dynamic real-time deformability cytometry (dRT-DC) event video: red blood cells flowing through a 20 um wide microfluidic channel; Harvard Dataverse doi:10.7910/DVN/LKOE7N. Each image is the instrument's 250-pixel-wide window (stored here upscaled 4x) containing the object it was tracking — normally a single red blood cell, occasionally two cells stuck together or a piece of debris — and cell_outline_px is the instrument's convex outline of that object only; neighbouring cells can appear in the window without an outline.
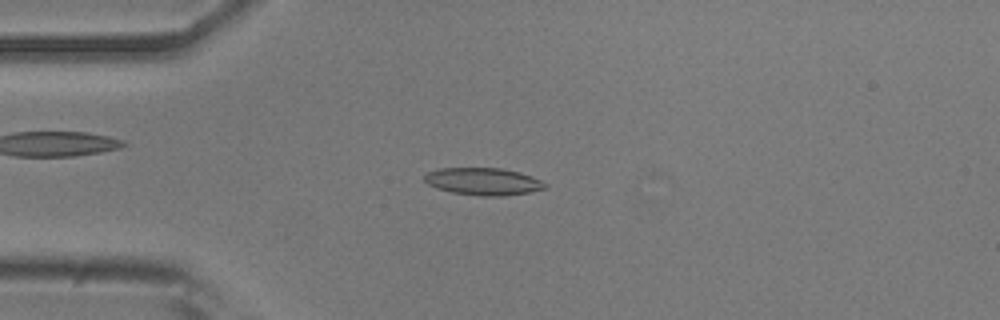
{"species": "common noctule bat (a hibernating species)", "species_latin": "Nyctalus noctula", "temperature_condition": "room temperature", "stored_images_in_passage": 52, "camera_frame_rate_fps": 3000, "um_per_image_px": 0.085, "animal": {"sex": "male", "body_mass_g": 20.5, "forearm_length_mm": 52.5}, "frame": {"image": 1, "passage_image": 12, "time_ms": 3.667, "image_size_px": [1000, 320], "cell_outline_px": [[548, 188], [532, 192], [504, 196], [480, 196], [452, 192], [436, 188], [428, 184], [424, 180], [424, 176], [428, 172], [440, 168], [500, 168], [520, 172], [532, 176], [548, 184]], "centroid_in_image_um": [41.12, 15.43], "position_along_channel_um": 43.9, "area_um2": 19.36}}
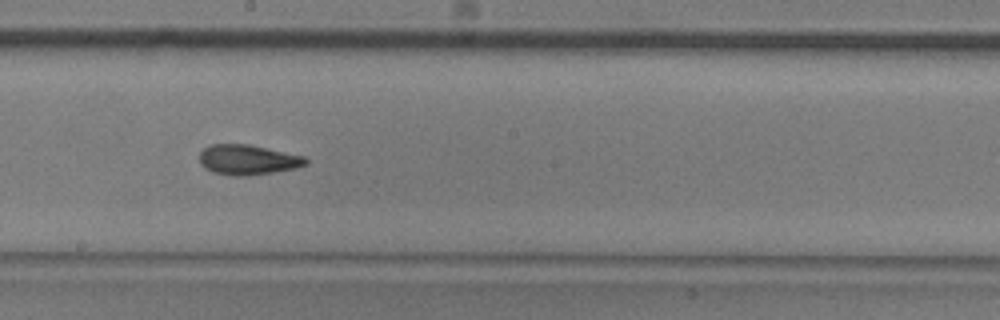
{"frame": {"image": 2, "passage_image": 28, "time_ms": 9.0, "image_size_px": [1000, 320], "cell_outline_px": [[308, 164], [296, 168], [248, 176], [232, 176], [212, 172], [204, 168], [200, 164], [200, 152], [204, 148], [212, 144], [248, 144], [304, 156], [308, 160]], "centroid_in_image_um": [21.05, 13.59], "position_along_channel_um": 227.2, "area_um2": 18.67}}
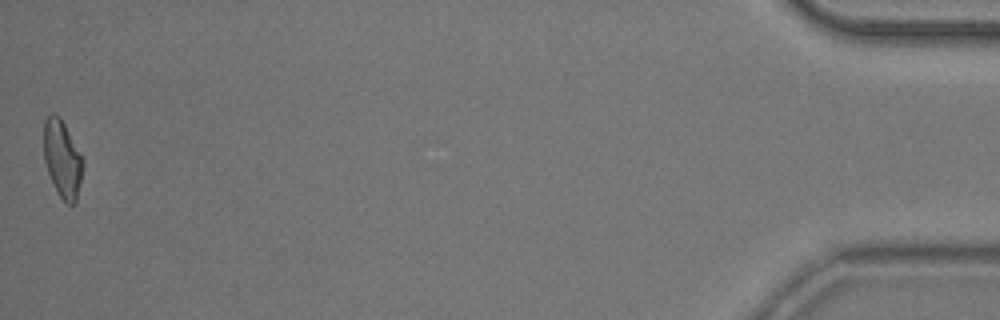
{"frame": {"image": 3, "passage_image": 52, "time_ms": 17.0, "image_size_px": [1000, 320], "cell_outline_px": [[84, 164], [76, 204], [68, 204], [60, 196], [48, 172], [44, 160], [44, 120], [52, 112], [60, 116], [84, 160]], "centroid_in_image_um": [5.31, 13.49], "position_along_channel_um": 429.9, "area_um2": 17.51}, "authors_computed_cell_mechanics": {"area_um2": 18.3226, "velocity_mm_per_s": 3.757, "shape_relaxation_time_tau1_ms": 5.6159, "shape_relaxation_time_tau2_ms": 2.7256, "deformation_change_tau1": 0.1738, "deformation_change_tau2": 0.1041}}